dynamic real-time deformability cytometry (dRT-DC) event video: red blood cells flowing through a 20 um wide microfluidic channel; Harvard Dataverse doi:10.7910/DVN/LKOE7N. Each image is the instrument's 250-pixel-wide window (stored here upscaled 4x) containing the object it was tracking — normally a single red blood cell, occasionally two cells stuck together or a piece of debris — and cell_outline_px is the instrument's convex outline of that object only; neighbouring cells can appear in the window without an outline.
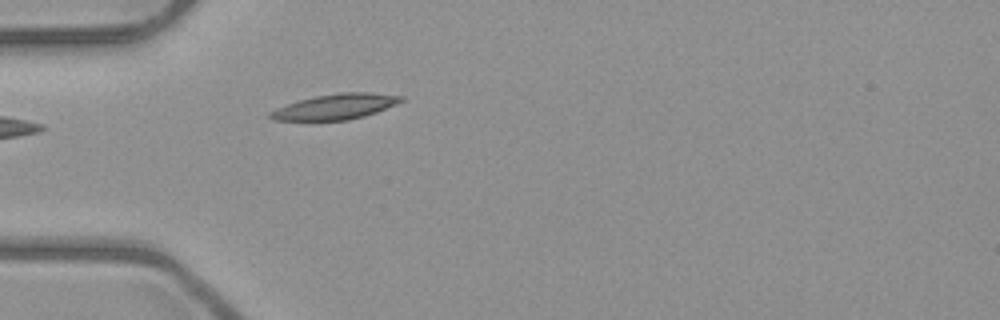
{"species": "common noctule bat (a hibernating species)", "species_latin": "Nyctalus noctula", "temperature_condition": "room temperature", "stored_images_in_passage": 4, "camera_frame_rate_fps": 3000, "um_per_image_px": 0.085, "animal": {"sex": "male", "body_mass_g": 23.1, "forearm_length_mm": 52.7}, "frame": {"image": 1, "passage_image": 4, "time_ms": 3.333, "image_size_px": [1000, 320], "cell_outline_px": [[404, 100], [396, 104], [376, 112], [364, 116], [348, 120], [276, 120], [268, 116], [268, 112], [276, 108], [300, 100], [316, 96], [336, 92], [372, 92], [404, 96]], "centroid_in_image_um": [28.54, 9.05], "position_along_channel_um": 56.5, "area_um2": 19.31}}